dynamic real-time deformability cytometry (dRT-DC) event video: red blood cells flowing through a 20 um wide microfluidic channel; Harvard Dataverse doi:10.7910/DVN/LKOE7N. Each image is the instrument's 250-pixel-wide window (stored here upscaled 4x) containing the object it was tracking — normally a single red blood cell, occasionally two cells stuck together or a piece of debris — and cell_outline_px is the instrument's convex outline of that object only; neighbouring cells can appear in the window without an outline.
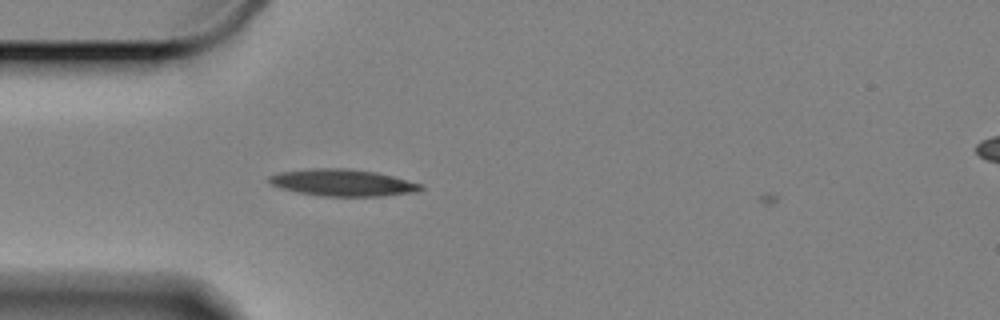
{"species": "Egyptian fruit bat (a non-hibernating species)", "species_latin": "Rousettus aegyptiacus", "temperature_condition": "cold", "stored_images_in_passage": 2, "camera_frame_rate_fps": 3000, "um_per_image_px": 0.085, "animal": {"sex": "female"}, "frame": {"image": 1, "passage_image": 1, "time_ms": 0.0, "image_size_px": [1000, 320], "cell_outline_px": [[424, 188], [416, 192], [380, 196], [320, 196], [296, 192], [280, 188], [272, 184], [268, 180], [268, 176], [280, 172], [312, 168], [344, 168], [376, 172], [424, 184]], "centroid_in_image_um": [29.13, 15.53], "position_along_channel_um": 55.9, "area_um2": 23.76}}